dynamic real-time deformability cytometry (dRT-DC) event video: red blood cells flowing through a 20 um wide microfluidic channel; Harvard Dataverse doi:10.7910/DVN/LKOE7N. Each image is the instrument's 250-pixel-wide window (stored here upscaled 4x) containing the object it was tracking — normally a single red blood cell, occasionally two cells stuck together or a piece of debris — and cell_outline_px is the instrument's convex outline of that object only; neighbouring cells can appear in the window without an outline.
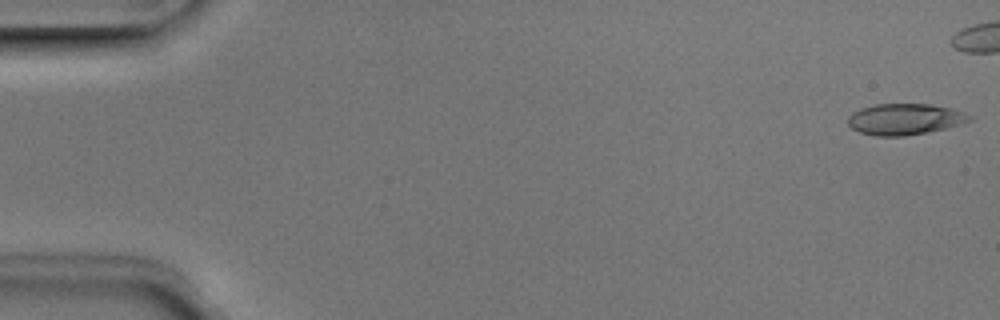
{"species": "Egyptian fruit bat (a non-hibernating species)", "species_latin": "Rousettus aegyptiacus", "temperature_condition": "room temperature", "stored_images_in_passage": 41, "camera_frame_rate_fps": 3000, "um_per_image_px": 0.085, "animal": {"sex": "male"}, "frame": {"image": 1, "passage_image": 1, "time_ms": 0.0, "image_size_px": [1000, 320], "cell_outline_px": [[972, 120], [960, 124], [944, 128], [904, 136], [876, 136], [860, 132], [852, 128], [848, 124], [848, 116], [852, 112], [860, 108], [876, 104], [928, 104], [952, 108], [964, 112], [972, 116]], "centroid_in_image_um": [76.89, 10.12], "position_along_channel_um": 8.1, "area_um2": 21.96}}
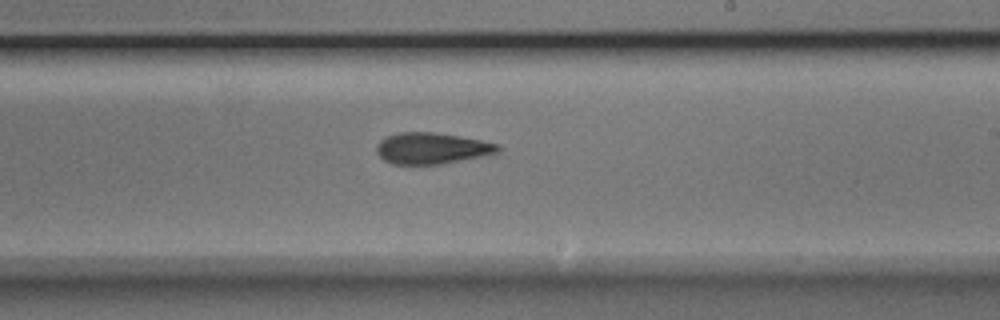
{"frame": {"image": 2, "passage_image": 30, "time_ms": 9.667, "image_size_px": [1000, 320], "cell_outline_px": [[500, 152], [440, 164], [392, 164], [384, 160], [376, 152], [376, 144], [380, 140], [388, 136], [400, 132], [436, 132], [460, 136], [500, 144]], "centroid_in_image_um": [36.68, 12.6], "position_along_channel_um": 252.3, "area_um2": 22.02}}
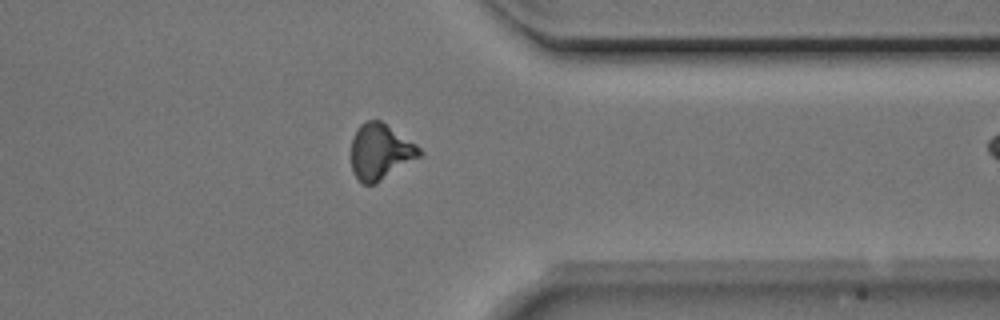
{"frame": {"image": 3, "passage_image": 40, "time_ms": 13.0, "image_size_px": [1000, 320], "cell_outline_px": [[424, 152], [420, 156], [376, 184], [364, 184], [352, 172], [352, 136], [356, 128], [360, 124], [368, 120], [380, 120], [416, 144]], "centroid_in_image_um": [32.32, 12.89], "position_along_channel_um": 379.1, "area_um2": 22.08}}